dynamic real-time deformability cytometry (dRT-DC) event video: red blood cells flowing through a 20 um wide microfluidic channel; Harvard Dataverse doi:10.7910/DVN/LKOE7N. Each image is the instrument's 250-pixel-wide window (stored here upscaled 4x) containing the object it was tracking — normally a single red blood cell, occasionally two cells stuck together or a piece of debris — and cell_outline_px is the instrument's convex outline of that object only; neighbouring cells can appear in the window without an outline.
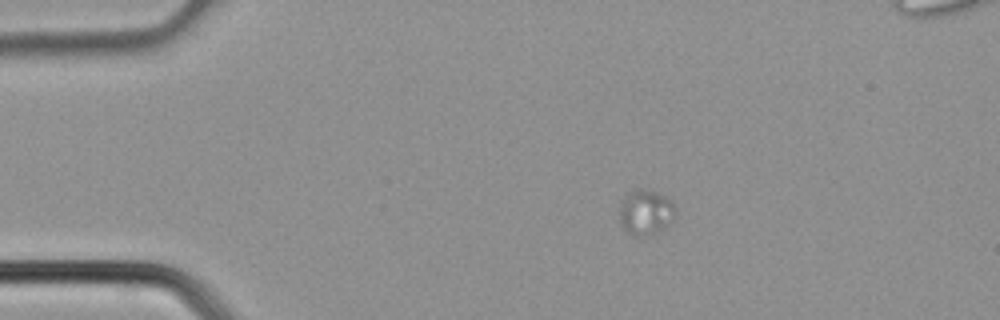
{"species": "common noctule bat (a hibernating species)", "species_latin": "Nyctalus noctula", "temperature_condition": "cold", "stored_images_in_passage": 6, "camera_frame_rate_fps": 3000, "um_per_image_px": 0.085, "animal": {"sex": "male", "body_mass_g": 21.5, "forearm_length_mm": 52.0}, "frame": {"image": 1, "passage_image": 4, "time_ms": 1.0, "image_size_px": [1000, 320], "cell_outline_px": [[676, 212], [672, 220], [668, 224], [656, 232], [640, 236], [636, 236], [628, 232], [624, 228], [620, 220], [620, 200], [628, 192], [636, 188], [644, 188], [656, 192], [664, 196], [676, 208]], "centroid_in_image_um": [54.85, 18.0], "position_along_channel_um": 30.2, "area_um2": 14.57}}